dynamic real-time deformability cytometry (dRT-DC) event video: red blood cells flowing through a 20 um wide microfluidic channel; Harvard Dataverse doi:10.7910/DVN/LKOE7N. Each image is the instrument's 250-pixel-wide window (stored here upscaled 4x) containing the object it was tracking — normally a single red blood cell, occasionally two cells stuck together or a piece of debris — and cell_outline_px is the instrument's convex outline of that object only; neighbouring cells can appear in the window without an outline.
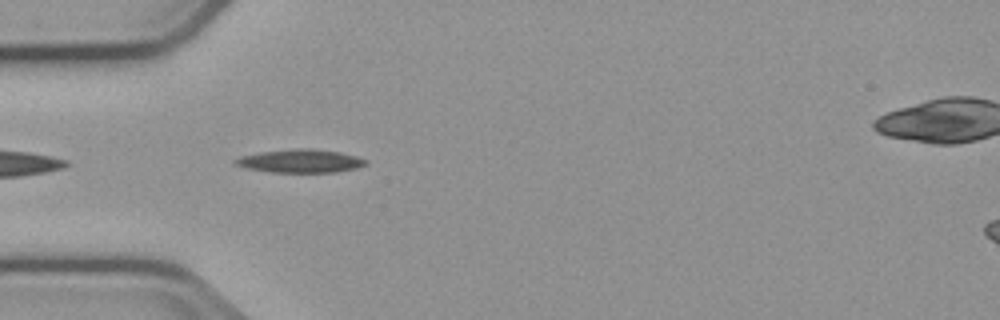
{"species": "common noctule bat (a hibernating species)", "species_latin": "Nyctalus noctula", "temperature_condition": "cold", "stored_images_in_passage": 41, "camera_frame_rate_fps": 3000, "um_per_image_px": 0.085, "animal": {"sex": "male", "body_mass_g": 23.1, "forearm_length_mm": 52.7}, "frame": {"image": 1, "passage_image": 3, "time_ms": 0.667, "image_size_px": [1000, 320], "cell_outline_px": [[368, 164], [356, 168], [336, 172], [272, 172], [244, 168], [236, 164], [232, 160], [240, 156], [260, 152], [296, 148], [308, 148], [340, 152], [356, 156], [368, 160]], "centroid_in_image_um": [25.53, 13.68], "position_along_channel_um": 59.5, "area_um2": 17.74}}
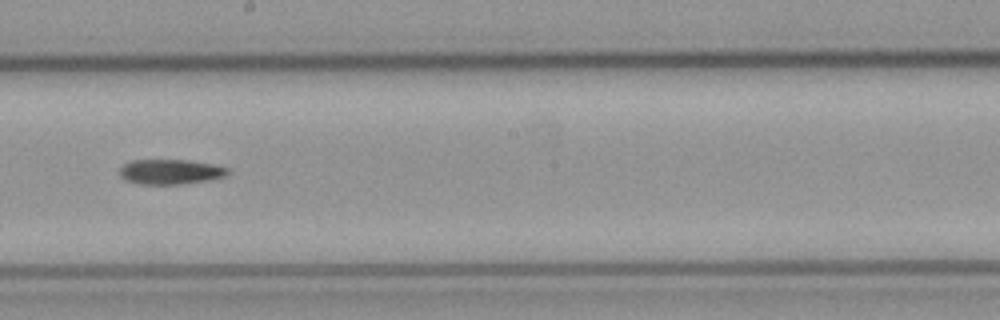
{"frame": {"image": 2, "passage_image": 17, "time_ms": 5.333, "image_size_px": [1000, 320], "cell_outline_px": [[228, 176], [208, 180], [180, 184], [140, 184], [124, 180], [120, 176], [120, 168], [124, 164], [132, 160], [188, 160], [212, 164], [228, 168]], "centroid_in_image_um": [14.48, 14.6], "position_along_channel_um": 233.7, "area_um2": 15.72}}
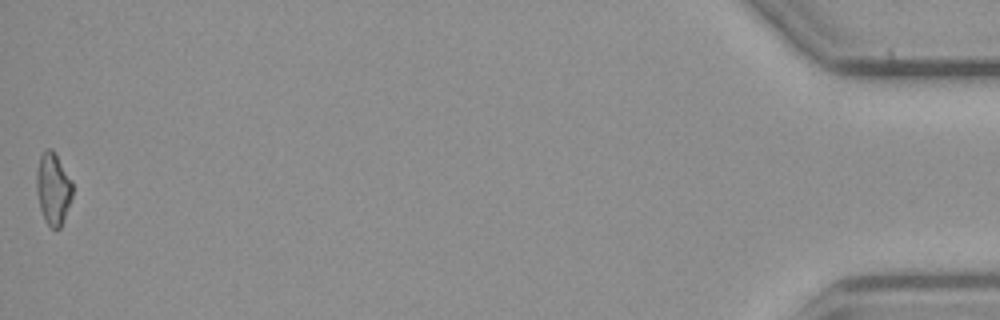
{"frame": {"image": 3, "passage_image": 41, "time_ms": 13.333, "image_size_px": [1000, 320], "cell_outline_px": [[72, 196], [60, 228], [52, 228], [48, 224], [40, 208], [36, 192], [36, 172], [40, 156], [48, 148], [52, 148], [56, 152], [72, 180]], "centroid_in_image_um": [4.51, 15.98], "position_along_channel_um": 430.7, "area_um2": 15.03}}